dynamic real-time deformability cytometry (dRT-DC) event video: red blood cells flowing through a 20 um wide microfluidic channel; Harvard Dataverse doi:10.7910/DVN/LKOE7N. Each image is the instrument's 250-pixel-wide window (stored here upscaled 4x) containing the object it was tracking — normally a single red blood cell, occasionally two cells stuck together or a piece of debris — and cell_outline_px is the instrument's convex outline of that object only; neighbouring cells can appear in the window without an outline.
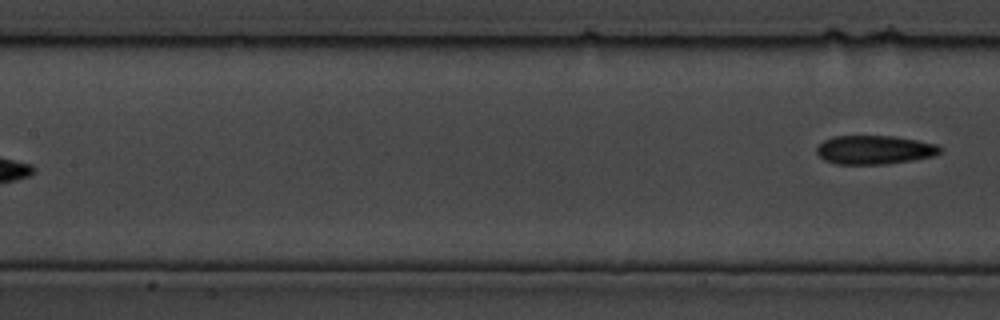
{"species": "common noctule bat (a hibernating species)", "species_latin": "Nyctalus noctula", "temperature_condition": "cold", "stored_images_in_passage": 14, "segment_of_instrument_passage": [2, 2], "camera_frame_rate_fps": 3000, "um_per_image_px": 0.085, "animal": {"sex": "male", "body_mass_g": 19.5, "forearm_length_mm": 54.6}, "frame": {"image": 1, "passage_image": 14, "time_ms": 4.333, "image_size_px": [1000, 320], "cell_outline_px": [[940, 152], [936, 156], [888, 164], [836, 164], [824, 160], [816, 152], [816, 148], [824, 140], [832, 136], [896, 136], [936, 144], [940, 148]], "centroid_in_image_um": [74.32, 12.74], "position_along_channel_um": 133.1, "area_um2": 20.75}}